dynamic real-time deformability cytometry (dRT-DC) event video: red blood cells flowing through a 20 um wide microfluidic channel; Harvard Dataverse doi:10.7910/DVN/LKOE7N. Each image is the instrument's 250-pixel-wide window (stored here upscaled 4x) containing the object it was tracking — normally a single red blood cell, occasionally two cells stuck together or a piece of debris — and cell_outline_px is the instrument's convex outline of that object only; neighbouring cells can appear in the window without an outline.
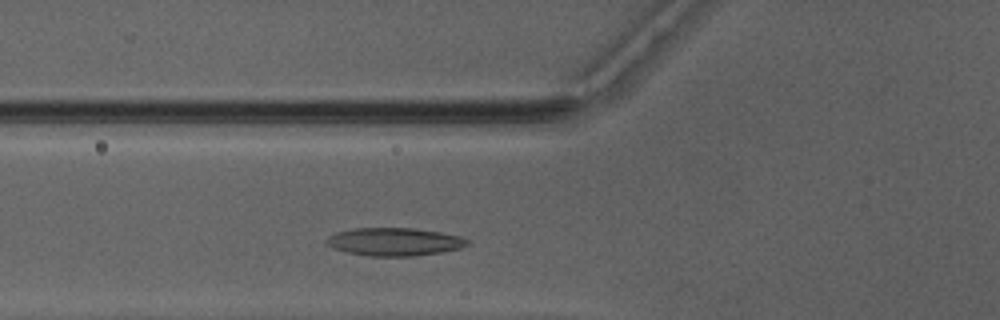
{"species": "Egyptian fruit bat (a non-hibernating species)", "species_latin": "Rousettus aegyptiacus", "temperature_condition": "warm", "stored_images_in_passage": 26, "camera_frame_rate_fps": 3000, "um_per_image_px": 0.085, "animal": {"sex": "male"}, "frame": {"image": 1, "passage_image": 4, "time_ms": 1.0, "image_size_px": [1000, 320], "cell_outline_px": [[472, 244], [460, 248], [440, 252], [416, 256], [368, 256], [348, 252], [332, 248], [324, 244], [324, 240], [328, 236], [336, 232], [356, 228], [416, 228], [440, 232], [460, 236], [468, 240]], "centroid_in_image_um": [33.51, 20.55], "position_along_channel_um": 92.3, "area_um2": 23.18}}
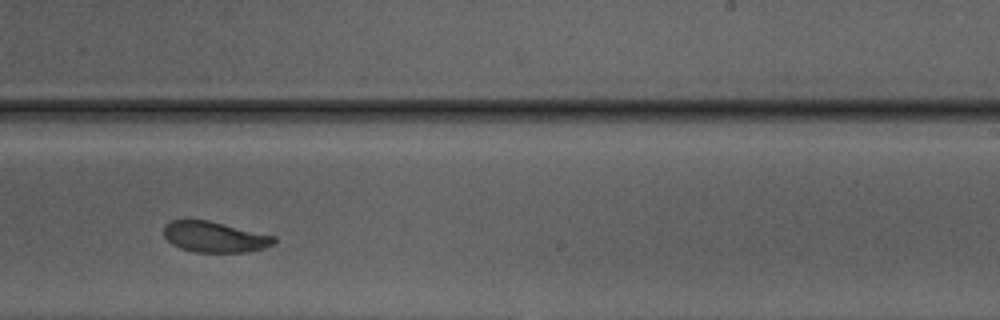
{"frame": {"image": 2, "passage_image": 17, "time_ms": 5.333, "image_size_px": [1000, 320], "cell_outline_px": [[276, 244], [264, 248], [248, 252], [196, 252], [180, 248], [172, 244], [164, 236], [164, 224], [172, 220], [184, 216], [208, 220], [276, 236]], "centroid_in_image_um": [18.21, 20.1], "position_along_channel_um": 270.8, "area_um2": 20.35}}
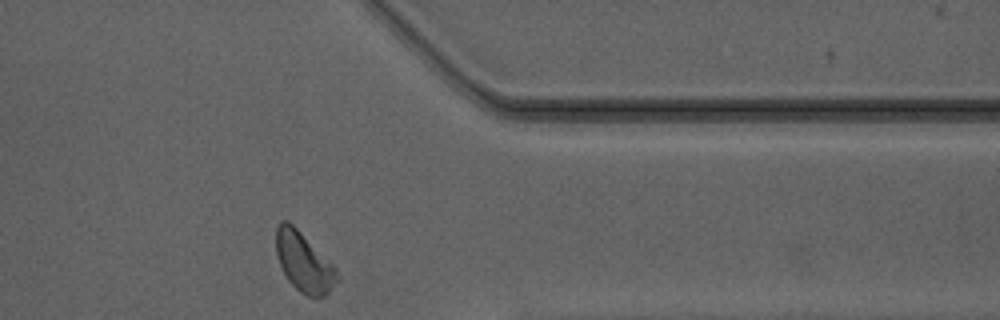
{"frame": {"image": 3, "passage_image": 26, "time_ms": 8.333, "image_size_px": [1000, 320], "cell_outline_px": [[340, 280], [324, 296], [316, 300], [300, 292], [288, 280], [276, 256], [276, 228], [280, 220], [288, 220], [336, 268], [340, 276]], "centroid_in_image_um": [25.84, 22.31], "position_along_channel_um": 385.6, "area_um2": 21.1}, "authors_computed_cell_mechanics": {"area_um2": 20.8369, "velocity_mm_per_s": 4.1208, "shape_relaxation_time_tau1_ms": 5.1832, "shape_relaxation_time_tau2_ms": 2.2008, "deformation_change_tau1": 0.1516, "deformation_change_tau2": 0.0903}}